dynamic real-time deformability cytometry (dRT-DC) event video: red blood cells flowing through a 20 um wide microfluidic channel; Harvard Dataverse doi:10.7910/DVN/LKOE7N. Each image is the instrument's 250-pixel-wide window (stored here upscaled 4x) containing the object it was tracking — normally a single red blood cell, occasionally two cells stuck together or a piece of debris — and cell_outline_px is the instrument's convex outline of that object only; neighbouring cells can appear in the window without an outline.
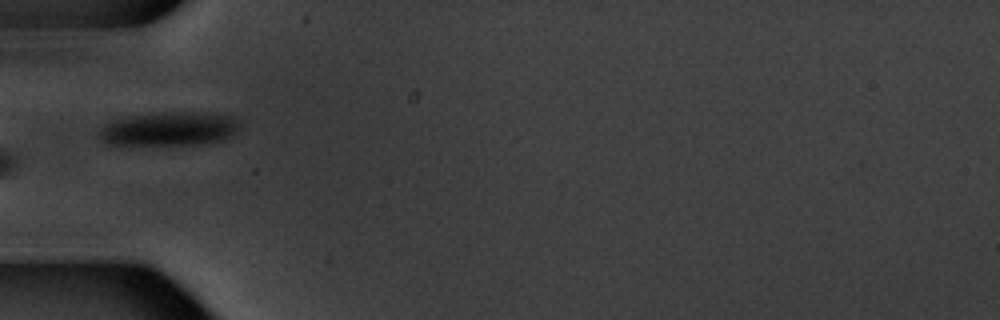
{"species": "common noctule bat (a hibernating species)", "species_latin": "Nyctalus noctula", "temperature_condition": "warm", "stored_images_in_passage": 10, "camera_frame_rate_fps": 3000, "um_per_image_px": 0.085, "animal": {"sex": "male", "body_mass_g": 20.1, "forearm_length_mm": 53.5}, "frame": {"image": 1, "passage_image": 6, "time_ms": 6.0, "image_size_px": [1000, 320], "cell_outline_px": [[240, 128], [232, 136], [224, 140], [204, 144], [108, 144], [96, 132], [108, 120], [124, 116], [160, 112], [212, 112], [232, 116], [240, 120]], "centroid_in_image_um": [14.42, 10.92], "position_along_channel_um": 70.6, "area_um2": 28.38}}
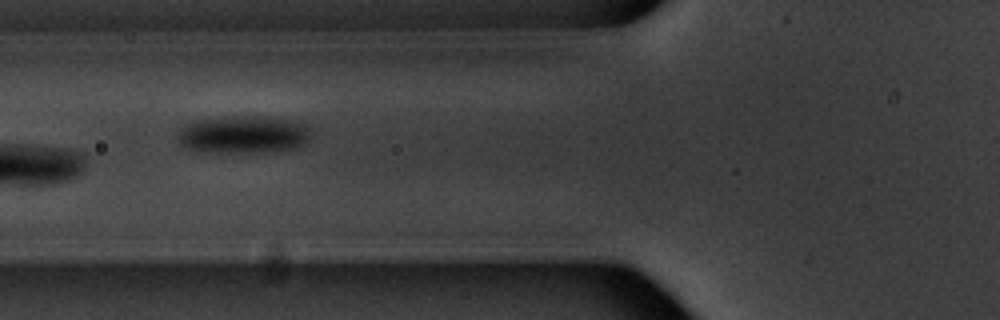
{"frame": {"image": 2, "passage_image": 7, "time_ms": 7.0, "image_size_px": [1000, 320], "cell_outline_px": [[308, 136], [304, 144], [296, 148], [256, 152], [200, 152], [180, 148], [176, 140], [180, 128], [184, 124], [192, 120], [232, 116], [272, 116], [304, 120], [308, 124]], "centroid_in_image_um": [20.63, 11.41], "position_along_channel_um": 105.2, "area_um2": 30.17}}